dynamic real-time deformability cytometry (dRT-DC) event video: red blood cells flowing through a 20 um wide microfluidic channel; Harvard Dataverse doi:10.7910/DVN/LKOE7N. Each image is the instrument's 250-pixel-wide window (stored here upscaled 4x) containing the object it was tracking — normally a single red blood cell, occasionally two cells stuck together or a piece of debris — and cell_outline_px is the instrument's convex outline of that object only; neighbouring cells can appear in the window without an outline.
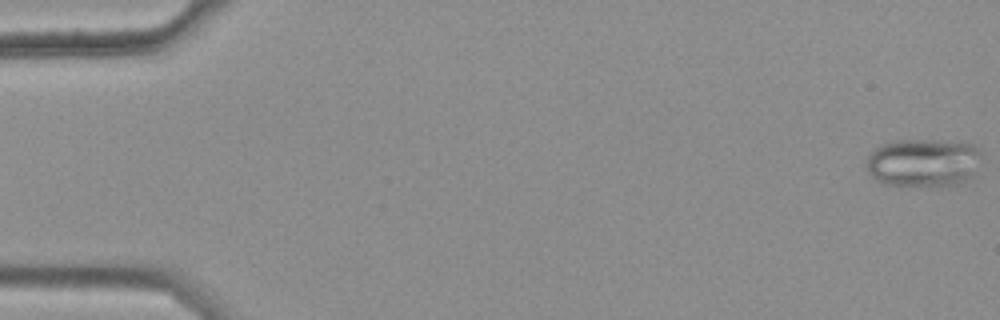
{"species": "common noctule bat (a hibernating species)", "species_latin": "Nyctalus noctula", "temperature_condition": "warm", "stored_images_in_passage": 49, "camera_frame_rate_fps": 3000, "um_per_image_px": 0.085, "animal": {"sex": "female", "body_mass_g": 25.1}, "frame": {"image": 1, "passage_image": 1, "time_ms": 0.0, "image_size_px": [1000, 320], "cell_outline_px": [[980, 152], [972, 180], [960, 184], [932, 188], [880, 184], [868, 172], [864, 164], [868, 156], [880, 144], [896, 140], [936, 140], [976, 144], [980, 148]], "centroid_in_image_um": [78.47, 13.86], "position_along_channel_um": 6.5, "area_um2": 33.41}}
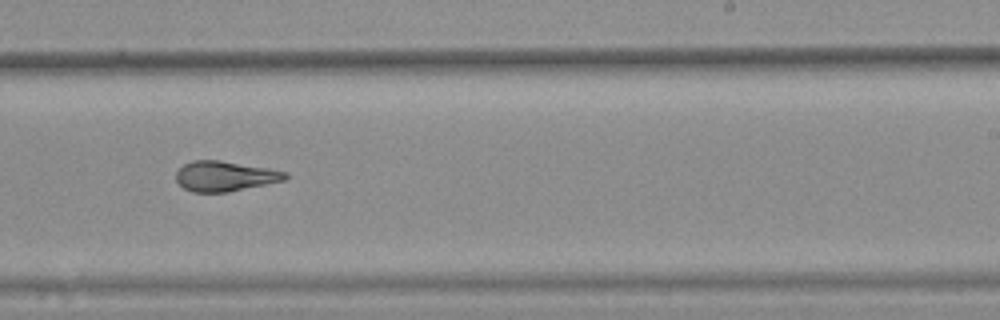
{"frame": {"image": 2, "passage_image": 35, "time_ms": 11.333, "image_size_px": [1000, 320], "cell_outline_px": [[288, 176], [284, 180], [228, 192], [192, 192], [184, 188], [176, 180], [176, 172], [184, 164], [192, 160], [220, 160], [268, 168], [288, 172]], "centroid_in_image_um": [19.1, 14.97], "position_along_channel_um": 269.9, "area_um2": 19.07}}
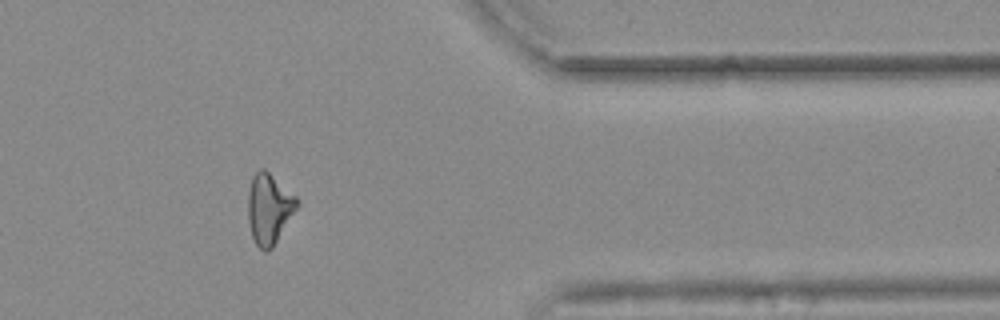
{"frame": {"image": 3, "passage_image": 46, "time_ms": 15.0, "image_size_px": [1000, 320], "cell_outline_px": [[300, 204], [272, 248], [264, 252], [256, 244], [252, 236], [248, 220], [248, 192], [252, 176], [260, 168], [264, 168], [296, 196], [300, 200]], "centroid_in_image_um": [22.88, 17.73], "position_along_channel_um": 388.5, "area_um2": 20.11}, "authors_computed_cell_mechanics": {"area_um2": 20.23, "velocity_mm_per_s": 3.6979, "shape_relaxation_time_tau1_ms": null, "shape_relaxation_time_tau2_ms": 2.2148, "deformation_change_tau1": null, "deformation_change_tau2": 0.0918}}